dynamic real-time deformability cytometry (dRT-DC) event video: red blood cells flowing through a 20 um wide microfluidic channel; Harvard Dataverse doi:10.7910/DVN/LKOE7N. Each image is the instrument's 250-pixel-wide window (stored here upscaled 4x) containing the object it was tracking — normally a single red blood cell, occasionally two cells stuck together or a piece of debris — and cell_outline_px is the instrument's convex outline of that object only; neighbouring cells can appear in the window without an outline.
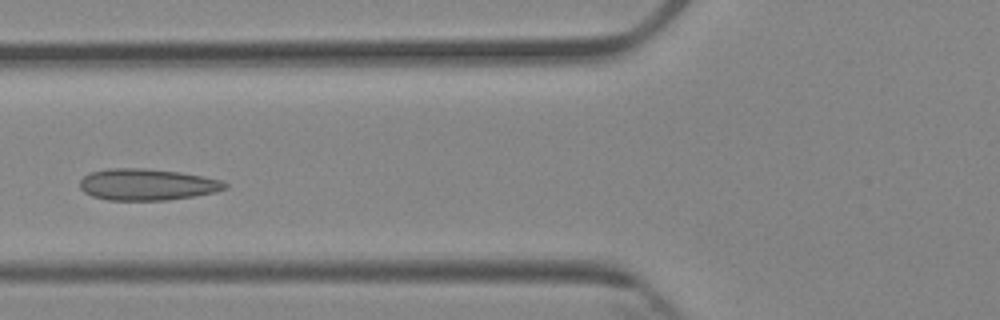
{"species": "Egyptian fruit bat (a non-hibernating species)", "species_latin": "Rousettus aegyptiacus", "temperature_condition": "cold", "stored_images_in_passage": 4, "camera_frame_rate_fps": 3000, "um_per_image_px": 0.085, "animal": {"sex": "female"}, "frame": {"image": 1, "passage_image": 4, "time_ms": 4.333, "image_size_px": [1000, 320], "cell_outline_px": [[228, 188], [216, 192], [196, 196], [168, 200], [108, 200], [92, 196], [84, 192], [80, 188], [80, 180], [84, 176], [92, 172], [108, 168], [144, 168], [180, 172], [204, 176], [220, 180], [228, 184]], "centroid_in_image_um": [12.53, 15.69], "position_along_channel_um": 113.3, "area_um2": 26.82}}